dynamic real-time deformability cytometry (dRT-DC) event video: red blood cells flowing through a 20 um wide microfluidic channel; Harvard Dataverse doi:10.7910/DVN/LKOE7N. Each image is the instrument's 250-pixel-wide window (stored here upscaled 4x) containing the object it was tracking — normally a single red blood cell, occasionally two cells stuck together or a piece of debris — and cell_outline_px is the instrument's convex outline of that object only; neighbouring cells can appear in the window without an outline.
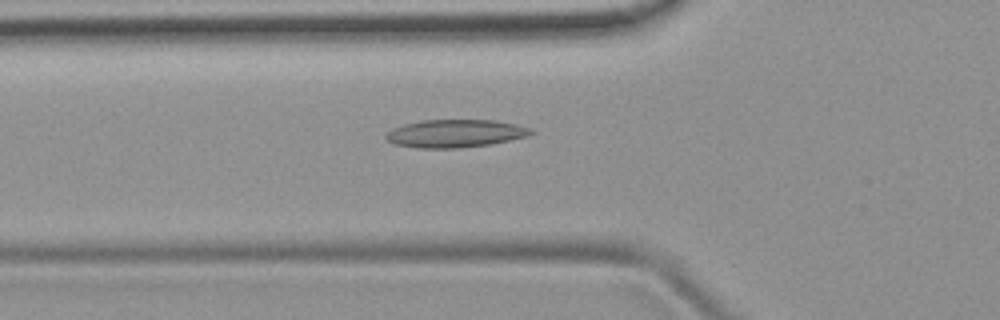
{"species": "common noctule bat (a hibernating species)", "species_latin": "Nyctalus noctula", "temperature_condition": "room temperature", "stored_images_in_passage": 45, "camera_frame_rate_fps": 3000, "um_per_image_px": 0.085, "animal": {"sex": "female", "body_mass_g": 19.9}, "frame": {"image": 1, "passage_image": 12, "time_ms": 3.667, "image_size_px": [1000, 320], "cell_outline_px": [[536, 132], [524, 136], [492, 144], [460, 148], [416, 148], [396, 144], [388, 140], [384, 136], [392, 128], [404, 124], [420, 120], [496, 120], [516, 124], [528, 128]], "centroid_in_image_um": [38.66, 11.34], "position_along_channel_um": 87.1, "area_um2": 23.47}}
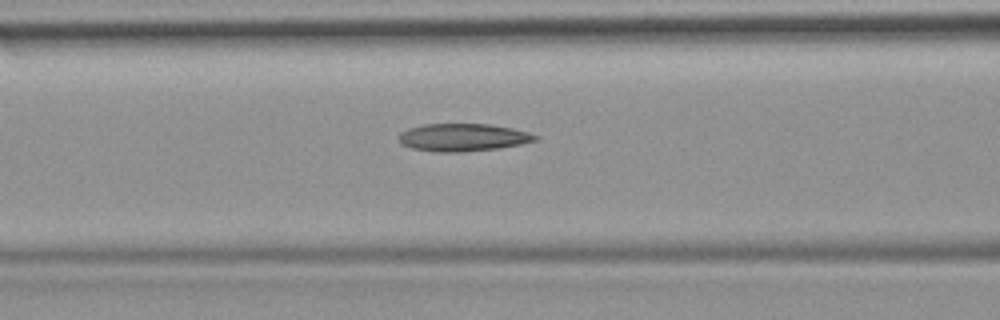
{"frame": {"image": 2, "passage_image": 15, "time_ms": 4.667, "image_size_px": [1000, 320], "cell_outline_px": [[540, 140], [500, 148], [464, 152], [436, 152], [412, 148], [400, 144], [400, 132], [408, 128], [424, 124], [488, 124], [512, 128], [528, 132], [540, 136]], "centroid_in_image_um": [39.38, 11.68], "position_along_channel_um": 127.2, "area_um2": 22.14}}
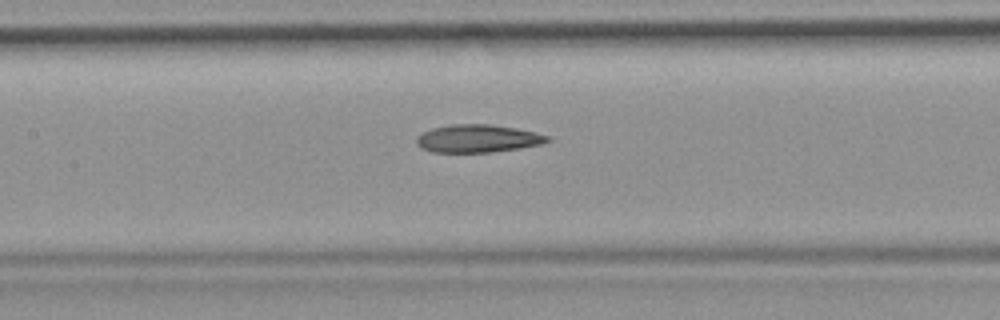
{"frame": {"image": 3, "passage_image": 18, "time_ms": 5.667, "image_size_px": [1000, 320], "cell_outline_px": [[552, 140], [544, 144], [520, 148], [492, 152], [432, 152], [420, 148], [416, 144], [416, 136], [432, 128], [452, 124], [488, 124], [516, 128], [536, 132], [552, 136]], "centroid_in_image_um": [40.65, 11.78], "position_along_channel_um": 166.8, "area_um2": 21.5}}